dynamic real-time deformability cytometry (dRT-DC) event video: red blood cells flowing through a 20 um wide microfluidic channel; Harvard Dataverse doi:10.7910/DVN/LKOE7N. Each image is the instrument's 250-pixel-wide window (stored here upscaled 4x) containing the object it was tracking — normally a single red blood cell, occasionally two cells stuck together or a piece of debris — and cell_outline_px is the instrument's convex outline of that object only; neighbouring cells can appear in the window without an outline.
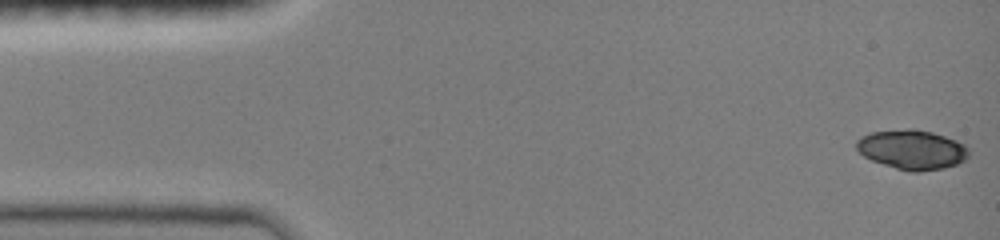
{"species": "common noctule bat (a hibernating species)", "species_latin": "Nyctalus noctula", "temperature_condition": "room temperature", "stored_images_in_passage": 48, "camera_frame_rate_fps": 3000, "um_per_image_px": 0.085, "animal": {"sex": "female", "body_mass_g": 19.0, "forearm_length_mm": 51.5}, "frame": {"image": 1, "passage_image": 1, "time_ms": 0.0, "image_size_px": [1000, 240], "cell_outline_px": [[968, 156], [964, 160], [956, 164], [944, 168], [920, 172], [912, 172], [896, 168], [872, 160], [864, 156], [856, 148], [856, 140], [860, 136], [872, 132], [908, 128], [916, 128], [932, 132], [956, 140], [964, 144], [968, 148]], "centroid_in_image_um": [77.52, 12.7], "position_along_channel_um": 7.5, "area_um2": 25.89}}
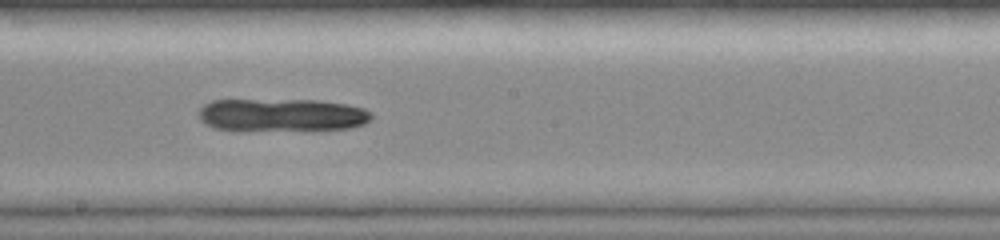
{"frame": {"image": 2, "passage_image": 26, "time_ms": 8.333, "image_size_px": [1000, 240], "cell_outline_px": [[372, 116], [364, 124], [352, 128], [236, 132], [216, 128], [204, 124], [200, 120], [200, 108], [204, 104], [212, 100], [320, 100], [348, 104], [364, 108], [372, 112]], "centroid_in_image_um": [23.93, 9.79], "position_along_channel_um": 224.3, "area_um2": 33.81}}
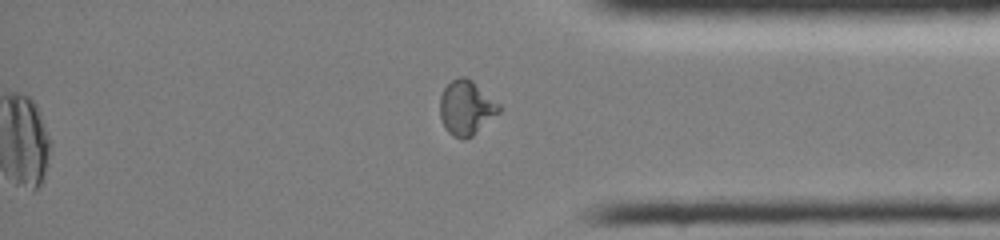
{"frame": {"image": 3, "passage_image": 48, "time_ms": 15.667, "image_size_px": [1000, 240], "cell_outline_px": [[500, 112], [472, 136], [464, 140], [460, 140], [452, 136], [444, 128], [440, 116], [440, 96], [444, 88], [452, 80], [460, 76], [464, 76], [472, 80], [500, 104]], "centroid_in_image_um": [39.62, 9.18], "position_along_channel_um": 395.6, "area_um2": 18.9}}